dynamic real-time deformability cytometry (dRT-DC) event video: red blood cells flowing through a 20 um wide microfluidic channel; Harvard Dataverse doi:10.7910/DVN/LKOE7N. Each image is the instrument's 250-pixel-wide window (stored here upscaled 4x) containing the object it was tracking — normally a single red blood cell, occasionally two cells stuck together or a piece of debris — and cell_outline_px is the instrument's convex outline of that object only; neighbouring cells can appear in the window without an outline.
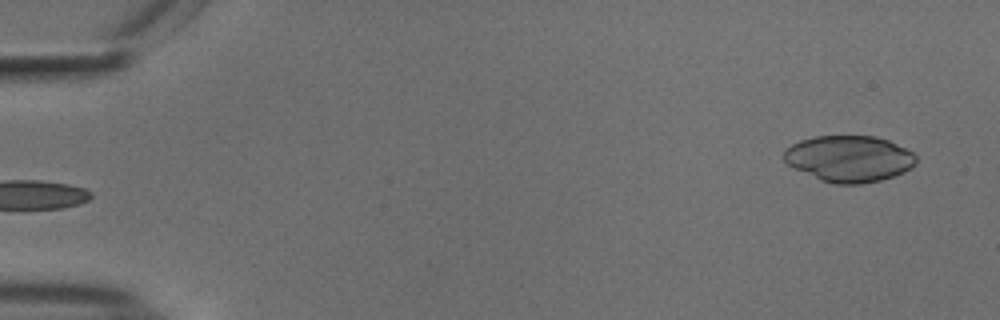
{"species": "common noctule bat (a hibernating species)", "species_latin": "Nyctalus noctula", "temperature_condition": "cold", "stored_images_in_passage": 13, "camera_frame_rate_fps": 3000, "um_per_image_px": 0.085, "animal": {"sex": "male", "body_mass_g": 18.8}, "frame": {"image": 1, "passage_image": 1, "time_ms": 0.0, "image_size_px": [1000, 320], "cell_outline_px": [[916, 164], [912, 168], [904, 172], [880, 180], [860, 184], [836, 184], [820, 180], [792, 168], [784, 160], [784, 148], [800, 140], [816, 136], [876, 136], [888, 140], [912, 152], [916, 156]], "centroid_in_image_um": [72.15, 13.49], "position_along_channel_um": 12.8, "area_um2": 35.78}}